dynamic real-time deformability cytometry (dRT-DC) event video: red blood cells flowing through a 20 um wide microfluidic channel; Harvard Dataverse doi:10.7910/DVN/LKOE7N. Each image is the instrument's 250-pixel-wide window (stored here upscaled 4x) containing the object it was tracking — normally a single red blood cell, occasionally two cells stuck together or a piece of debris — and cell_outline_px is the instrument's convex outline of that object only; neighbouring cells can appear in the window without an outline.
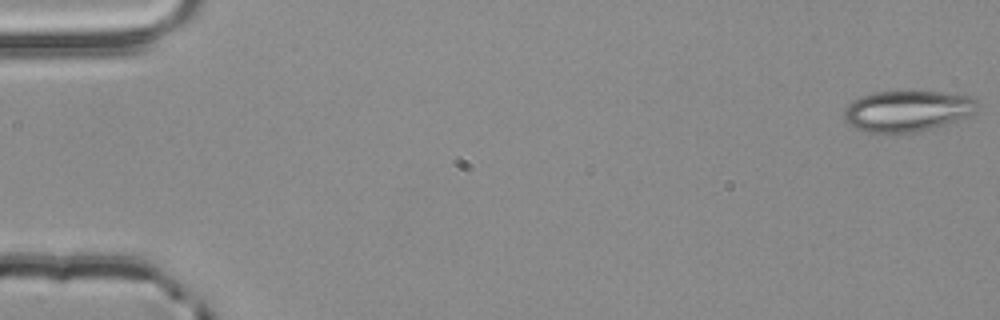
{"species": "common noctule bat (a hibernating species)", "species_latin": "Nyctalus noctula", "temperature_condition": "room temperature", "stored_images_in_passage": 54, "camera_frame_rate_fps": 3000, "um_per_image_px": 0.085, "animal": {"sex": "male", "body_mass_g": 20.4}, "frame": {"image": 1, "passage_image": 1, "time_ms": 0.0, "image_size_px": [1000, 320], "cell_outline_px": [[980, 108], [968, 116], [932, 128], [916, 132], [864, 132], [848, 124], [844, 120], [844, 108], [852, 100], [860, 96], [872, 92], [940, 92], [968, 96], [976, 100], [980, 104]], "centroid_in_image_um": [77.09, 9.43], "position_along_channel_um": 7.9, "area_um2": 31.73}}
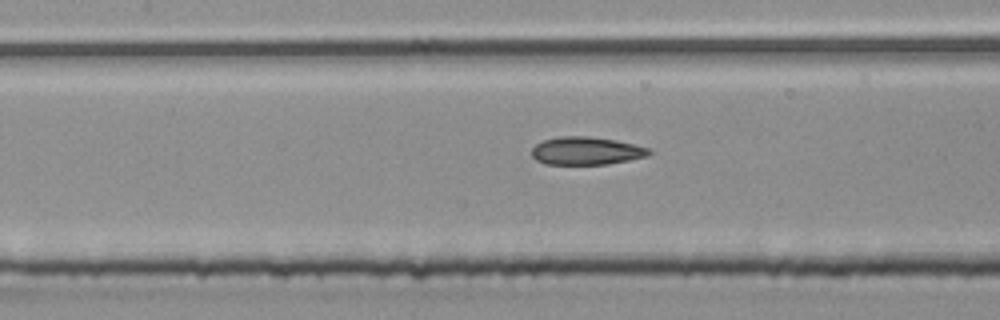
{"frame": {"image": 2, "passage_image": 25, "time_ms": 8.0, "image_size_px": [1000, 320], "cell_outline_px": [[652, 152], [648, 156], [608, 164], [544, 164], [536, 160], [532, 156], [532, 148], [536, 144], [544, 140], [556, 136], [588, 136], [616, 140], [648, 148]], "centroid_in_image_um": [49.8, 12.82], "position_along_channel_um": 157.6, "area_um2": 19.07}}
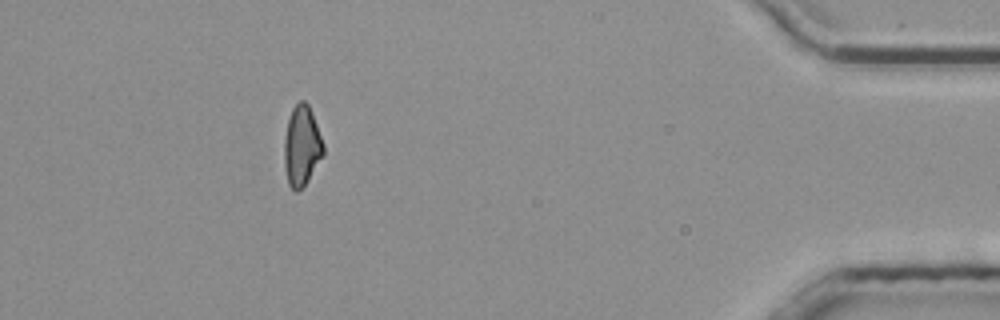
{"frame": {"image": 3, "passage_image": 49, "time_ms": 16.0, "image_size_px": [1000, 320], "cell_outline_px": [[324, 152], [308, 180], [296, 192], [288, 184], [284, 164], [284, 140], [288, 120], [292, 108], [300, 100], [304, 100], [308, 104], [312, 112], [324, 144]], "centroid_in_image_um": [25.64, 12.37], "position_along_channel_um": 409.6, "area_um2": 18.09}, "authors_computed_cell_mechanics": {"area_um2": 19.074, "velocity_mm_per_s": 3.8853, "shape_relaxation_time_tau1_ms": null, "shape_relaxation_time_tau2_ms": 3.6897, "deformation_change_tau1": null, "deformation_change_tau2": 0.1045}}